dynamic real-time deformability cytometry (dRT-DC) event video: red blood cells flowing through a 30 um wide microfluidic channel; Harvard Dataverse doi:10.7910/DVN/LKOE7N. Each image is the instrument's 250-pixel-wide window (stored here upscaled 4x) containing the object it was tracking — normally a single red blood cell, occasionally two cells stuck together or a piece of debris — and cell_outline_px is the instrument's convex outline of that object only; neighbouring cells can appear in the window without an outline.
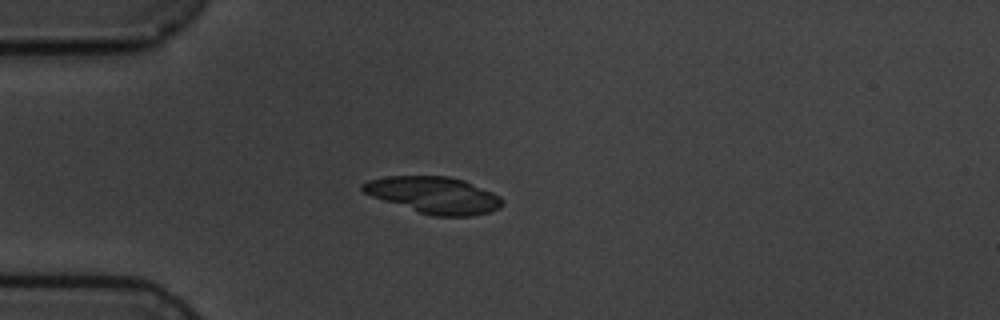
{"species": "common noctule bat (a hibernating species)", "species_latin": "Nyctalus noctula", "temperature_condition": "cold", "stored_images_in_passage": 4, "camera_frame_rate_fps": 3000, "um_per_image_px": 0.085, "animal": {"sex": "male", "body_mass_g": 19.5, "forearm_length_mm": 54.6}, "frame": {"image": 1, "passage_image": 4, "time_ms": 3.333, "image_size_px": [1000, 320], "cell_outline_px": [[504, 204], [500, 208], [488, 212], [472, 216], [432, 216], [372, 196], [364, 192], [360, 188], [360, 184], [368, 180], [388, 176], [448, 176], [464, 180], [492, 192], [500, 196], [504, 200]], "centroid_in_image_um": [36.91, 16.57], "position_along_channel_um": 48.1, "area_um2": 29.65}}